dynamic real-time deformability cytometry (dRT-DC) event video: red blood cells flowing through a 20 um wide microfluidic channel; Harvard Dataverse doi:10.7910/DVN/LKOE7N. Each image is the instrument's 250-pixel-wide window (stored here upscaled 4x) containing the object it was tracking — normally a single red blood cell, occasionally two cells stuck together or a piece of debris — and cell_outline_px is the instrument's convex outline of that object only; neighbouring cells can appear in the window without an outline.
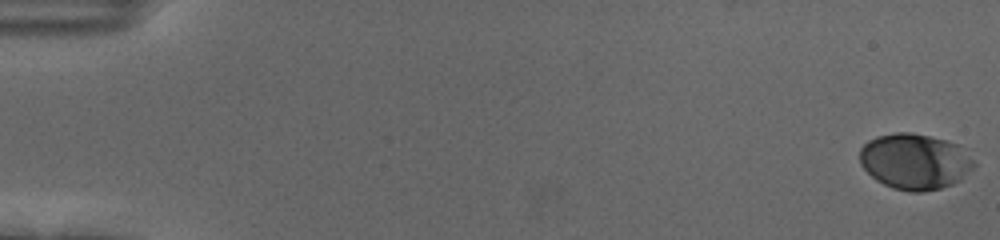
{"species": "human", "species_latin": "Homo sapiens", "temperature_condition": "cold", "stored_images_in_passage": 57, "camera_frame_rate_fps": 3000, "um_per_image_px": 0.085, "donor": {"sex": "female"}, "frame": {"image": 1, "passage_image": 1, "time_ms": 0.0, "image_size_px": [1000, 240], "cell_outline_px": [[976, 164], [960, 180], [952, 184], [940, 188], [924, 192], [912, 192], [892, 188], [876, 180], [860, 164], [860, 148], [868, 140], [876, 136], [896, 132], [912, 132], [948, 140], [960, 144]], "centroid_in_image_um": [77.76, 13.71], "position_along_channel_um": 7.2, "area_um2": 37.34}}
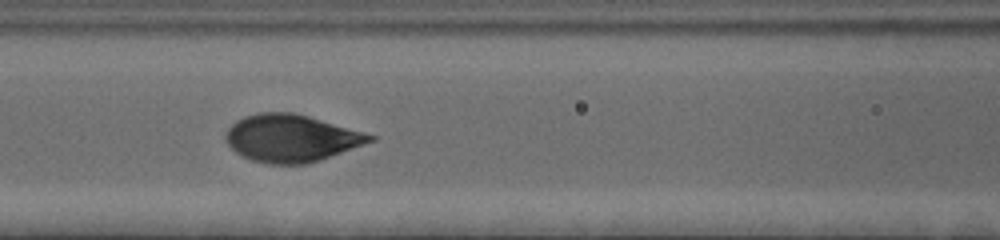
{"frame": {"image": 2, "passage_image": 26, "time_ms": 8.333, "image_size_px": [1000, 240], "cell_outline_px": [[376, 140], [308, 164], [268, 164], [252, 160], [240, 156], [224, 140], [224, 136], [228, 128], [236, 120], [244, 116], [260, 112], [292, 112], [308, 116], [376, 136]], "centroid_in_image_um": [24.71, 11.75], "position_along_channel_um": 141.9, "area_um2": 39.65}}
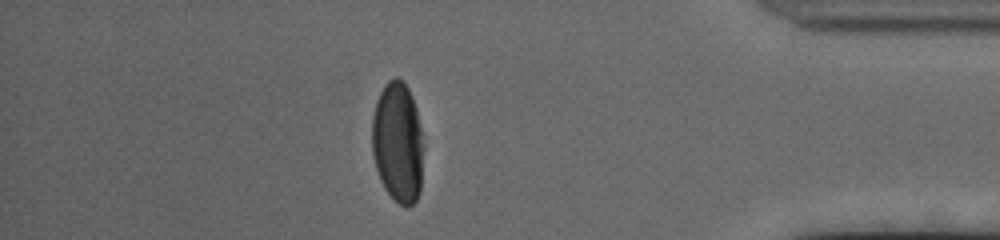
{"frame": {"image": 3, "passage_image": 50, "time_ms": 16.333, "image_size_px": [1000, 240], "cell_outline_px": [[424, 148], [420, 192], [416, 200], [408, 208], [400, 204], [384, 188], [380, 180], [376, 168], [372, 152], [372, 116], [376, 100], [384, 84], [388, 80], [396, 76], [404, 80], [412, 96], [416, 108], [424, 144]], "centroid_in_image_um": [33.82, 12.08], "position_along_channel_um": 401.4, "area_um2": 36.76}, "authors_computed_cell_mechanics": {"area_um2": 37.4544, "velocity_mm_per_s": 3.6469, "shape_relaxation_time_tau1_ms": 3.0408, "shape_relaxation_time_tau2_ms": null, "deformation_change_tau1": 0.1594, "deformation_change_tau2": null}}